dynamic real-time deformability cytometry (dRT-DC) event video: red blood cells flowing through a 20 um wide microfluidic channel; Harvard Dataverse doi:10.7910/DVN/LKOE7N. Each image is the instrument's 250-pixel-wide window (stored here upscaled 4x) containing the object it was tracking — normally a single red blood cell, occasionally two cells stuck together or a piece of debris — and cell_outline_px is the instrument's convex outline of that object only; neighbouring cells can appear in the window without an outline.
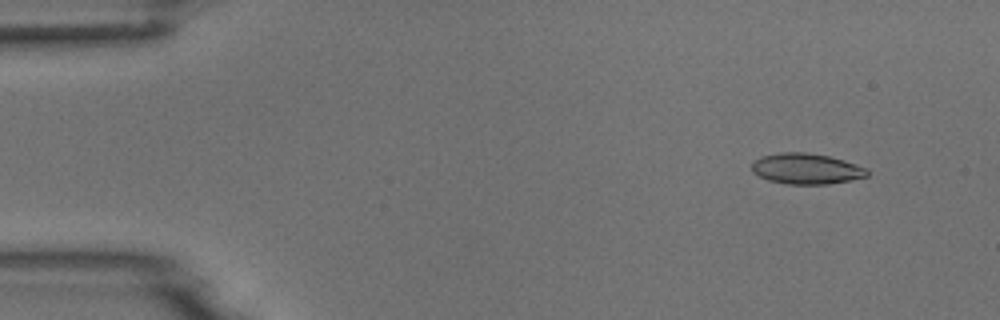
{"species": "common noctule bat (a hibernating species)", "species_latin": "Nyctalus noctula", "temperature_condition": "room temperature", "stored_images_in_passage": 4, "camera_frame_rate_fps": 3000, "um_per_image_px": 0.085, "animal": {"sex": "male", "body_mass_g": 18.8}, "frame": {"image": 1, "passage_image": 2, "time_ms": 1.0, "image_size_px": [1000, 320], "cell_outline_px": [[868, 176], [828, 184], [788, 184], [768, 180], [752, 172], [752, 160], [760, 156], [780, 152], [804, 152], [828, 156], [844, 160], [868, 168]], "centroid_in_image_um": [68.51, 14.33], "position_along_channel_um": 16.5, "area_um2": 20.69}}